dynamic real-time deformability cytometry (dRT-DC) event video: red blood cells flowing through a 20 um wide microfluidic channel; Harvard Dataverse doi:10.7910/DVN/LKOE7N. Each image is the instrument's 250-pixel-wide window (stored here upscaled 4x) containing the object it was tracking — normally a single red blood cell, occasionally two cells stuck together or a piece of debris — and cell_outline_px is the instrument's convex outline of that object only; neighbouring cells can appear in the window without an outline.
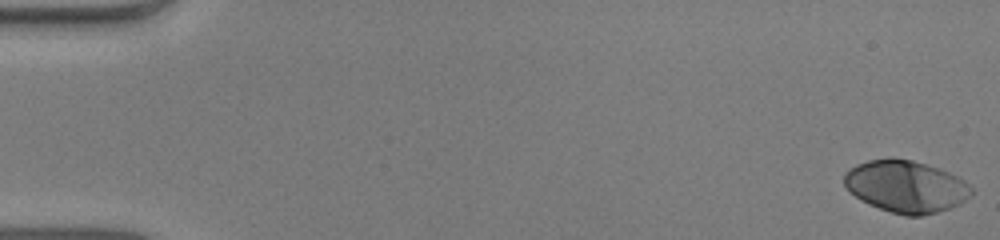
{"species": "human", "species_latin": "Homo sapiens", "temperature_condition": "warm", "stored_images_in_passage": 52, "camera_frame_rate_fps": 3000, "um_per_image_px": 0.085, "donor": {"sex": "male"}, "frame": {"image": 1, "passage_image": 1, "time_ms": 0.0, "image_size_px": [1000, 240], "cell_outline_px": [[972, 196], [960, 204], [936, 212], [920, 216], [904, 216], [868, 204], [860, 200], [844, 184], [844, 172], [848, 168], [856, 164], [868, 160], [888, 156], [892, 156], [912, 160], [940, 168], [964, 180], [972, 188]], "centroid_in_image_um": [76.99, 15.82], "position_along_channel_um": 8.0, "area_um2": 38.9}}
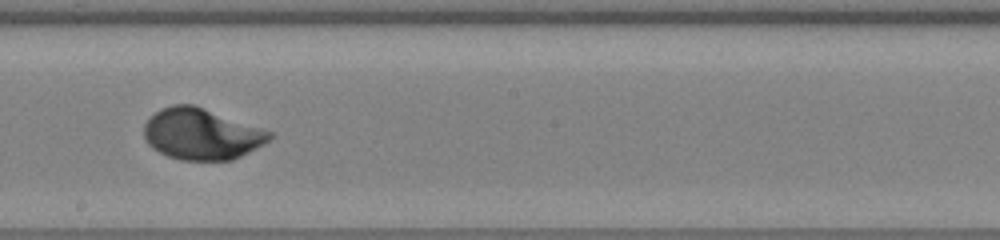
{"frame": {"image": 2, "passage_image": 30, "time_ms": 9.667, "image_size_px": [1000, 240], "cell_outline_px": [[276, 136], [264, 144], [232, 160], [180, 160], [168, 156], [152, 148], [148, 144], [144, 136], [144, 124], [160, 108], [172, 104], [192, 104], [276, 132]], "centroid_in_image_um": [17.17, 11.39], "position_along_channel_um": 231.0, "area_um2": 37.69}}
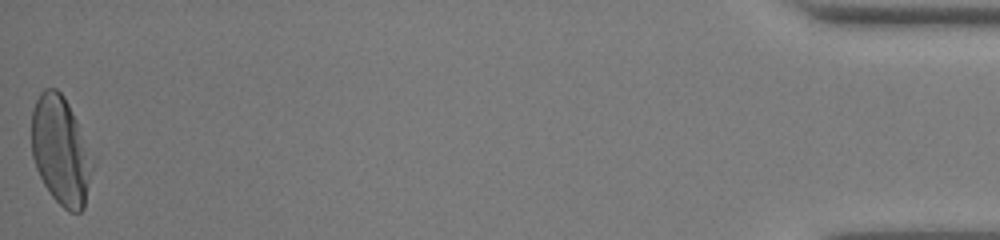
{"frame": {"image": 3, "passage_image": 52, "time_ms": 17.0, "image_size_px": [1000, 240], "cell_outline_px": [[96, 164], [84, 208], [80, 212], [68, 212], [52, 196], [44, 184], [36, 168], [32, 156], [32, 108], [40, 92], [44, 88], [56, 88], [64, 96], [96, 160]], "centroid_in_image_um": [5.21, 12.83], "position_along_channel_um": 430.0, "area_um2": 39.07}, "authors_computed_cell_mechanics": {"area_um2": 37.2232, "velocity_mm_per_s": 4.0018, "shape_relaxation_time_tau1_ms": 2.4493, "shape_relaxation_time_tau2_ms": null, "deformation_change_tau1": 0.1816, "deformation_change_tau2": null}}